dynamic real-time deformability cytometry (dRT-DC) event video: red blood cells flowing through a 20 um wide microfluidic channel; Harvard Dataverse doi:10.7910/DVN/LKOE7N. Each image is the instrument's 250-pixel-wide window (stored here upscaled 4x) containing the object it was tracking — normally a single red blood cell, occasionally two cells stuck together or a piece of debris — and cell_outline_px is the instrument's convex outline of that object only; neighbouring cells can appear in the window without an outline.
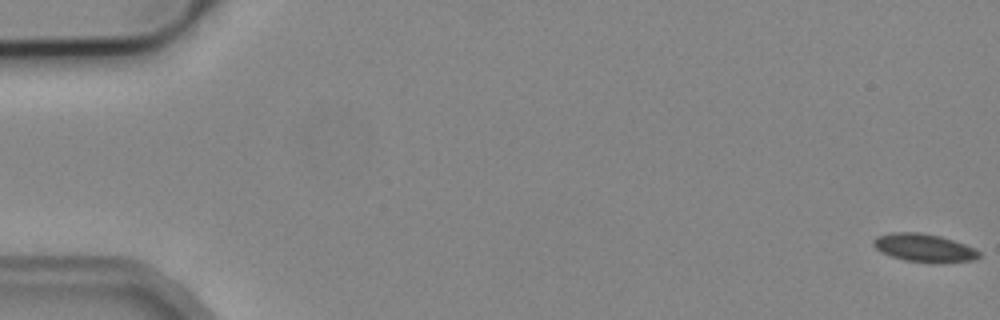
{"species": "common noctule bat (a hibernating species)", "species_latin": "Nyctalus noctula", "temperature_condition": "cold", "stored_images_in_passage": 4, "camera_frame_rate_fps": 3000, "um_per_image_px": 0.085, "animal": {"sex": "male", "body_mass_g": 19.2, "forearm_length_mm": 51.8}, "frame": {"image": 1, "passage_image": 1, "time_ms": 0.0, "image_size_px": [1000, 320], "cell_outline_px": [[980, 256], [976, 260], [904, 260], [880, 252], [872, 244], [872, 240], [876, 236], [892, 232], [916, 232], [940, 236], [964, 244], [980, 252]], "centroid_in_image_um": [78.45, 21.01], "position_along_channel_um": 6.5, "area_um2": 16.42}}